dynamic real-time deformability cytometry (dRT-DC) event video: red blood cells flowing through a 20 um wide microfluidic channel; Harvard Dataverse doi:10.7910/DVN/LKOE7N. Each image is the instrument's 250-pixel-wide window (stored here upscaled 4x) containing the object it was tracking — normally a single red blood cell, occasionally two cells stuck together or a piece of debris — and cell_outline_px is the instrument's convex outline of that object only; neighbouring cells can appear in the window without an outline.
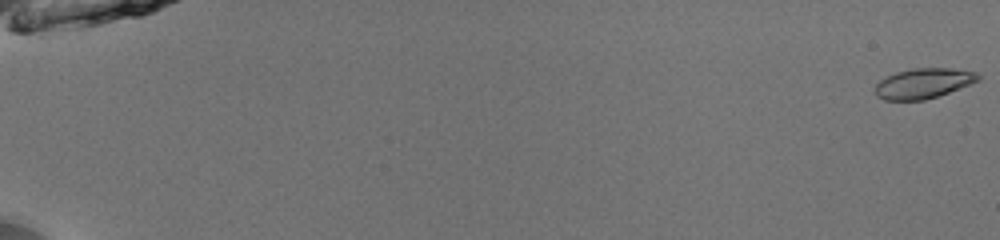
{"species": "common noctule bat (a hibernating species)", "species_latin": "Nyctalus noctula", "temperature_condition": "room temperature", "stored_images_in_passage": 38, "camera_frame_rate_fps": 3000, "um_per_image_px": 0.085, "animal": {"sex": "male", "body_mass_g": 13.0, "forearm_length_mm": 53.1}, "frame": {"image": 1, "passage_image": 1, "time_ms": 0.0, "image_size_px": [1000, 240], "cell_outline_px": [[980, 80], [948, 92], [924, 100], [884, 100], [876, 96], [876, 84], [880, 80], [896, 72], [912, 68], [952, 68], [976, 72], [980, 76]], "centroid_in_image_um": [78.48, 7.08], "position_along_channel_um": 6.5, "area_um2": 17.92}}
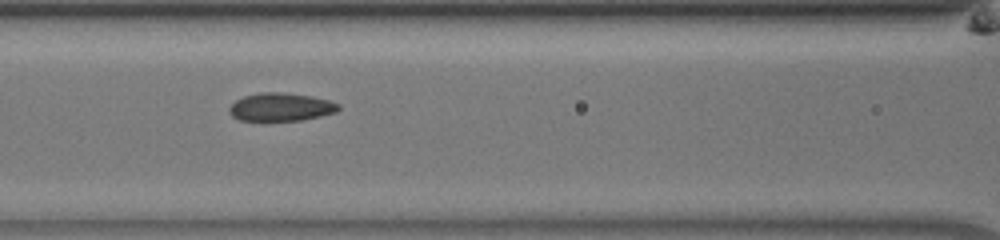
{"frame": {"image": 2, "passage_image": 11, "time_ms": 3.333, "image_size_px": [1000, 240], "cell_outline_px": [[340, 108], [336, 112], [320, 116], [300, 120], [240, 120], [232, 116], [228, 112], [228, 108], [236, 100], [244, 96], [260, 92], [280, 92], [312, 96], [328, 100], [340, 104]], "centroid_in_image_um": [23.86, 9.09], "position_along_channel_um": 142.7, "area_um2": 17.8}}
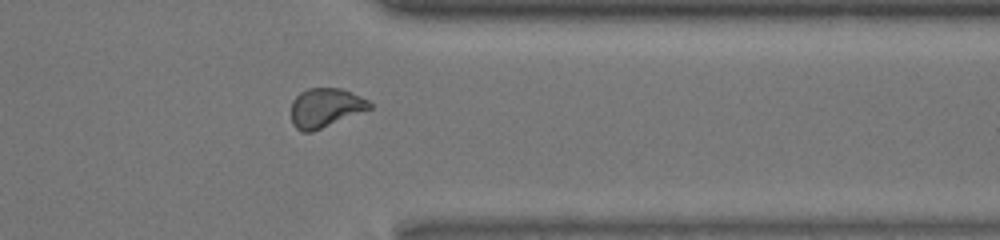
{"frame": {"image": 3, "passage_image": 29, "time_ms": 9.333, "image_size_px": [1000, 240], "cell_outline_px": [[372, 108], [312, 132], [304, 132], [296, 128], [292, 124], [292, 100], [300, 92], [308, 88], [340, 88], [352, 92], [368, 100], [372, 104]], "centroid_in_image_um": [27.66, 9.15], "position_along_channel_um": 383.7, "area_um2": 17.86}, "authors_computed_cell_mechanics": {"area_um2": 18.2937, "velocity_mm_per_s": 4.0388, "shape_relaxation_time_tau1_ms": 4.7203, "shape_relaxation_time_tau2_ms": 1.4258, "deformation_change_tau1": 0.1289, "deformation_change_tau2": 0.0494}}